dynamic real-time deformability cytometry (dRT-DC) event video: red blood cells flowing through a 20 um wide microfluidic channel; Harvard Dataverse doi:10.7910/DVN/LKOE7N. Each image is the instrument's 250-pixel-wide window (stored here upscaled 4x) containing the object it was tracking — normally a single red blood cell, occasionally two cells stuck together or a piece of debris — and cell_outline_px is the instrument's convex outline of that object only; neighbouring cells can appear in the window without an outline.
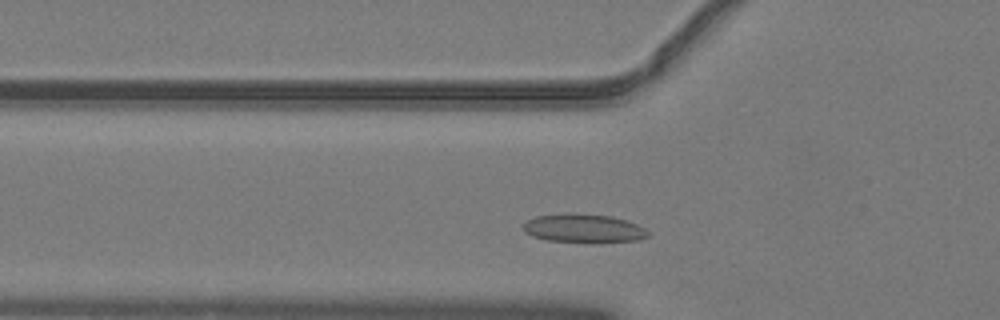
{"species": "common noctule bat (a hibernating species)", "species_latin": "Nyctalus noctula", "temperature_condition": "warm", "stored_images_in_passage": 39, "camera_frame_rate_fps": 3000, "um_per_image_px": 0.085, "animal": {"sex": "male", "body_mass_g": 19.2, "forearm_length_mm": 51.8}, "frame": {"image": 1, "passage_image": 5, "time_ms": 1.333, "image_size_px": [1000, 320], "cell_outline_px": [[652, 232], [648, 236], [640, 240], [600, 244], [588, 244], [548, 240], [532, 236], [524, 232], [524, 224], [528, 220], [536, 216], [568, 212], [612, 216], [636, 224]], "centroid_in_image_um": [49.65, 19.44], "position_along_channel_um": 76.1, "area_um2": 21.56}}
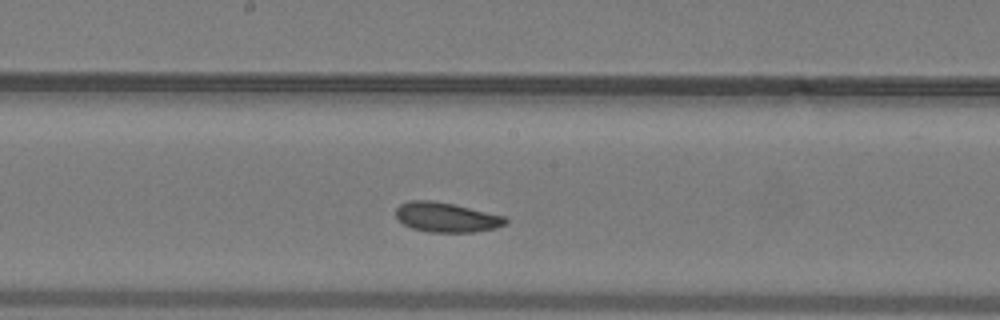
{"frame": {"image": 2, "passage_image": 15, "time_ms": 4.667, "image_size_px": [1000, 320], "cell_outline_px": [[508, 220], [504, 224], [496, 228], [472, 232], [428, 232], [412, 228], [404, 224], [396, 216], [396, 208], [400, 204], [408, 200], [428, 200], [452, 204], [504, 216]], "centroid_in_image_um": [37.91, 18.47], "position_along_channel_um": 210.3, "area_um2": 18.73}}
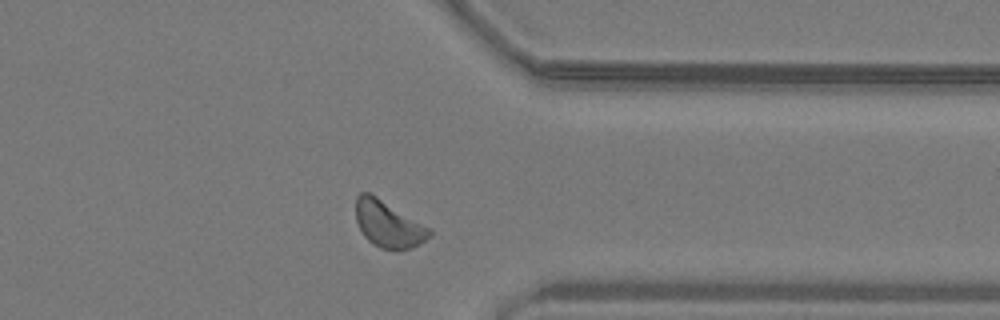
{"frame": {"image": 3, "passage_image": 28, "time_ms": 9.0, "image_size_px": [1000, 320], "cell_outline_px": [[432, 236], [412, 248], [396, 252], [380, 248], [372, 244], [364, 236], [356, 220], [356, 196], [360, 192], [368, 192], [376, 196], [432, 228]], "centroid_in_image_um": [33.04, 19.08], "position_along_channel_um": 378.4, "area_um2": 20.35}, "authors_computed_cell_mechanics": {"area_um2": 19.1896, "velocity_mm_per_s": 4.0053, "shape_relaxation_time_tau1_ms": 2.788, "shape_relaxation_time_tau2_ms": 5.2281, "deformation_change_tau1": 0.0758, "deformation_change_tau2": 0.1011}}